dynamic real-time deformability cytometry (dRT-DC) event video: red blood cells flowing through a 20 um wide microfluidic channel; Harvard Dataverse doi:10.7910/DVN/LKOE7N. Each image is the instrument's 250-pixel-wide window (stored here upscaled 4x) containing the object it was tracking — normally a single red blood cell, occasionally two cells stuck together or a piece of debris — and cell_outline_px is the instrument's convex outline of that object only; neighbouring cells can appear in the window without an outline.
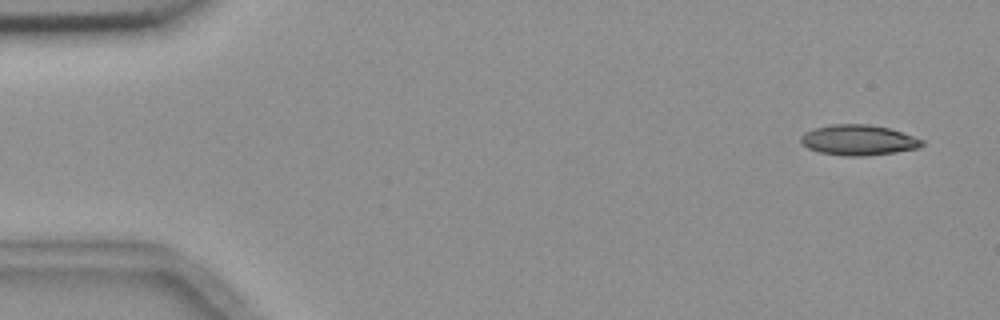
{"species": "common noctule bat (a hibernating species)", "species_latin": "Nyctalus noctula", "temperature_condition": "room temperature", "stored_images_in_passage": 6, "camera_frame_rate_fps": 3000, "um_per_image_px": 0.085, "animal": {"sex": "female", "body_mass_g": 18.4}, "frame": {"image": 1, "passage_image": 1, "time_ms": 0.0, "image_size_px": [1000, 320], "cell_outline_px": [[924, 144], [916, 148], [896, 152], [864, 156], [848, 156], [820, 152], [808, 148], [800, 140], [800, 136], [804, 132], [816, 128], [832, 124], [868, 124], [892, 128], [924, 140]], "centroid_in_image_um": [72.99, 11.89], "position_along_channel_um": 12.0, "area_um2": 21.44}}
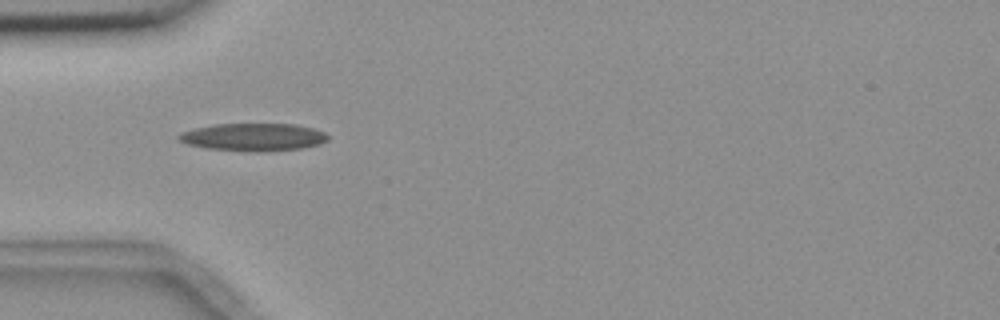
{"frame": {"image": 2, "passage_image": 5, "time_ms": 4.667, "image_size_px": [1000, 320], "cell_outline_px": [[328, 140], [320, 144], [300, 148], [256, 152], [248, 152], [208, 148], [188, 144], [180, 140], [176, 136], [180, 132], [196, 128], [216, 124], [296, 124], [312, 128], [324, 132], [328, 136]], "centroid_in_image_um": [21.54, 11.65], "position_along_channel_um": 63.5, "area_um2": 23.93}}